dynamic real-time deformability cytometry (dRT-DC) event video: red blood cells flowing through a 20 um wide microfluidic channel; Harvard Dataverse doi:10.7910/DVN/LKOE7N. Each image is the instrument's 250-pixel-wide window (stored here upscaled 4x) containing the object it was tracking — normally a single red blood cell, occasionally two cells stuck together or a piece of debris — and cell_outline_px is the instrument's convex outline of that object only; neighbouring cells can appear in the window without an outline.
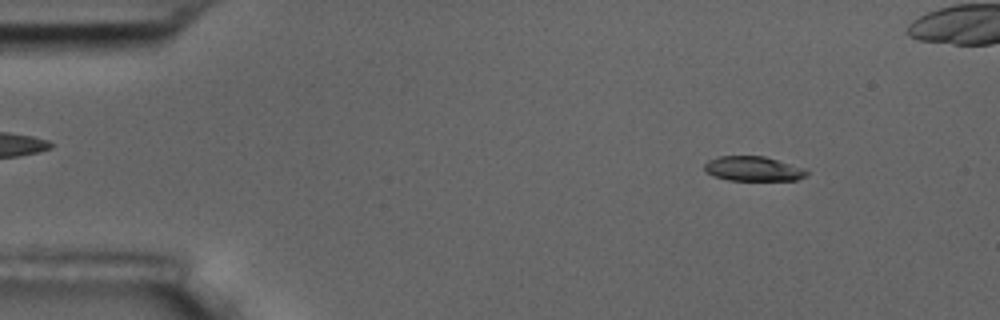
{"species": "common noctule bat (a hibernating species)", "species_latin": "Nyctalus noctula", "temperature_condition": "room temperature", "stored_images_in_passage": 9, "camera_frame_rate_fps": 3000, "um_per_image_px": 0.085, "animal": {"sex": "male", "body_mass_g": 17.5, "forearm_length_mm": 52.3}, "frame": {"image": 1, "passage_image": 1, "time_ms": 0.0, "image_size_px": [1000, 320], "cell_outline_px": [[808, 172], [804, 176], [796, 180], [728, 180], [704, 172], [704, 164], [708, 160], [720, 156], [764, 156], [804, 168]], "centroid_in_image_um": [63.98, 14.34], "position_along_channel_um": 21.0, "area_um2": 14.57}}
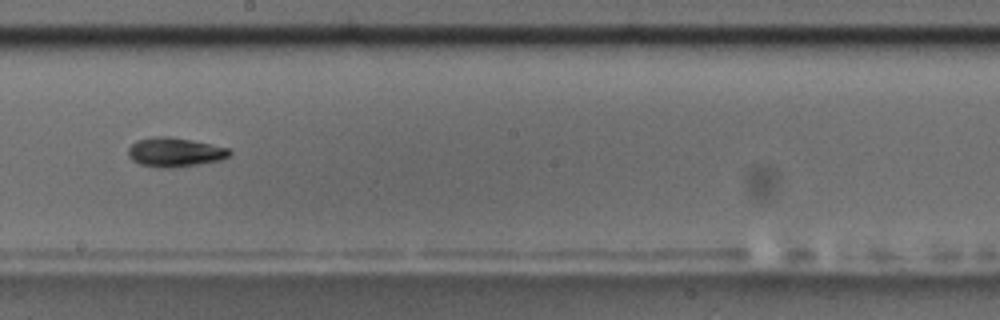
{"frame": {"image": 2, "passage_image": 8, "time_ms": 8.333, "image_size_px": [1000, 320], "cell_outline_px": [[232, 152], [228, 156], [220, 160], [200, 164], [172, 168], [160, 168], [140, 164], [132, 160], [128, 156], [128, 148], [136, 140], [156, 136], [164, 136], [192, 140], [228, 148]], "centroid_in_image_um": [14.83, 12.94], "position_along_channel_um": 233.4, "area_um2": 17.22}}
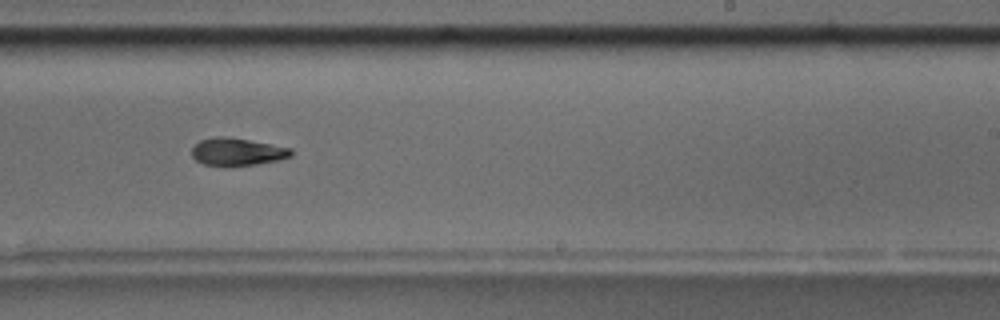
{"frame": {"image": 3, "passage_image": 9, "time_ms": 9.333, "image_size_px": [1000, 320], "cell_outline_px": [[292, 156], [280, 160], [232, 168], [224, 168], [204, 164], [196, 160], [192, 156], [192, 144], [200, 140], [216, 136], [224, 136], [248, 140], [292, 148]], "centroid_in_image_um": [20.12, 12.93], "position_along_channel_um": 268.9, "area_um2": 16.47}}